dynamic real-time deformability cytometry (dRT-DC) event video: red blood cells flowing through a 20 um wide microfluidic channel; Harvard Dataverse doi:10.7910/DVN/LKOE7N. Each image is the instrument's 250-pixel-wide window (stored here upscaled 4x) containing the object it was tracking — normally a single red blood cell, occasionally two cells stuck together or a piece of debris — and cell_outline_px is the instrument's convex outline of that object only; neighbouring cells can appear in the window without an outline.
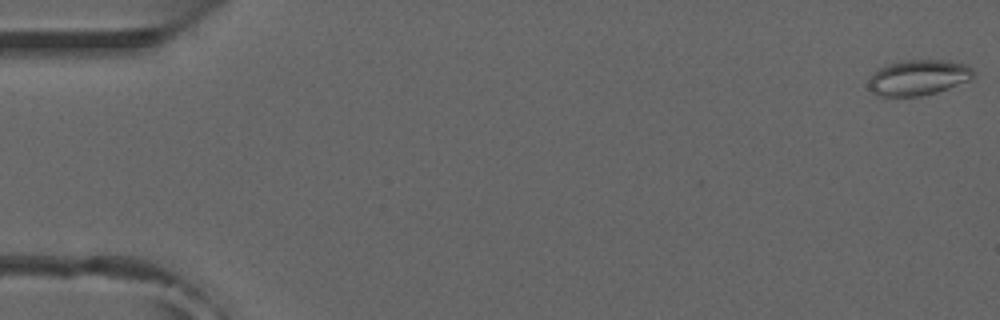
{"species": "common noctule bat (a hibernating species)", "species_latin": "Nyctalus noctula", "temperature_condition": "room temperature", "stored_images_in_passage": 16, "camera_frame_rate_fps": 3000, "um_per_image_px": 0.085, "animal": {"sex": "male", "forearm_length_mm": 52.5}, "frame": {"image": 1, "passage_image": 1, "time_ms": 0.0, "image_size_px": [1000, 320], "cell_outline_px": [[976, 76], [968, 80], [948, 88], [936, 92], [920, 96], [880, 96], [872, 92], [868, 88], [868, 80], [880, 68], [888, 64], [900, 60], [944, 60], [964, 64], [972, 68], [976, 72]], "centroid_in_image_um": [78.06, 6.59], "position_along_channel_um": 6.9, "area_um2": 21.62}}
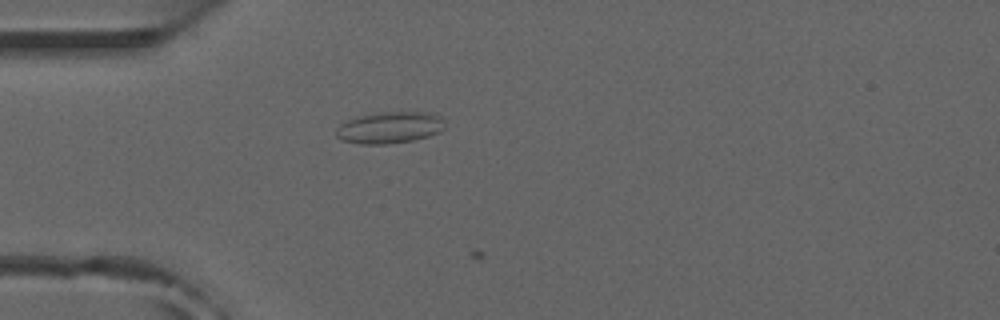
{"frame": {"image": 2, "passage_image": 15, "time_ms": 4.667, "image_size_px": [1000, 320], "cell_outline_px": [[444, 128], [440, 132], [428, 136], [412, 140], [388, 144], [360, 144], [340, 140], [336, 136], [336, 128], [340, 124], [356, 116], [372, 112], [436, 112], [444, 120]], "centroid_in_image_um": [33.12, 10.83], "position_along_channel_um": 51.9, "area_um2": 20.4}}